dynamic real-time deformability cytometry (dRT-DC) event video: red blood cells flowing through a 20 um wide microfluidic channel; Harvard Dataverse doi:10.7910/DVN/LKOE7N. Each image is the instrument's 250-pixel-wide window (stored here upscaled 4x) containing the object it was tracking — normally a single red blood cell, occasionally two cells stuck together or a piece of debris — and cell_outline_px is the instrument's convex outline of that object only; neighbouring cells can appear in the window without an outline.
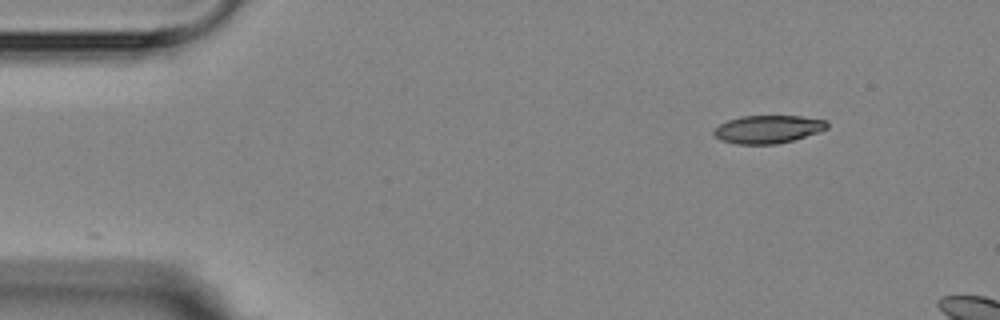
{"species": "Egyptian fruit bat (a non-hibernating species)", "species_latin": "Rousettus aegyptiacus", "temperature_condition": "room temperature", "stored_images_in_passage": 2, "camera_frame_rate_fps": 3000, "um_per_image_px": 0.085, "animal": {"sex": "female"}, "frame": {"image": 1, "passage_image": 2, "time_ms": 1.0, "image_size_px": [1000, 320], "cell_outline_px": [[828, 128], [820, 132], [792, 140], [776, 144], [736, 144], [720, 140], [712, 132], [720, 124], [728, 120], [740, 116], [800, 116], [828, 120]], "centroid_in_image_um": [65.3, 10.98], "position_along_channel_um": 19.7, "area_um2": 18.5}}